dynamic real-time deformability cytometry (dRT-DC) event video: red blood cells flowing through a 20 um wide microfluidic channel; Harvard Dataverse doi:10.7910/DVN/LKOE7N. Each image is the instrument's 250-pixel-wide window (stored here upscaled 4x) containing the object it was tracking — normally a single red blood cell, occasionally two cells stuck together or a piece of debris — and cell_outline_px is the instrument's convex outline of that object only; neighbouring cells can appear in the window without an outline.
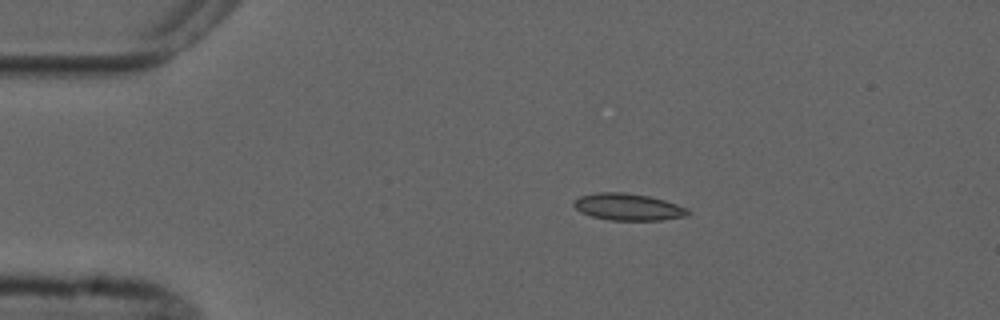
{"species": "common noctule bat (a hibernating species)", "species_latin": "Nyctalus noctula", "temperature_condition": "cold", "stored_images_in_passage": 2, "camera_frame_rate_fps": 3000, "um_per_image_px": 0.085, "animal": {"sex": "male", "forearm_length_mm": 52.5}, "frame": {"image": 1, "passage_image": 1, "time_ms": 0.0, "image_size_px": [1000, 320], "cell_outline_px": [[688, 216], [664, 220], [608, 220], [592, 216], [580, 212], [572, 204], [580, 196], [596, 192], [624, 192], [648, 196], [664, 200], [688, 208]], "centroid_in_image_um": [53.39, 17.59], "position_along_channel_um": 31.6, "area_um2": 17.86}}